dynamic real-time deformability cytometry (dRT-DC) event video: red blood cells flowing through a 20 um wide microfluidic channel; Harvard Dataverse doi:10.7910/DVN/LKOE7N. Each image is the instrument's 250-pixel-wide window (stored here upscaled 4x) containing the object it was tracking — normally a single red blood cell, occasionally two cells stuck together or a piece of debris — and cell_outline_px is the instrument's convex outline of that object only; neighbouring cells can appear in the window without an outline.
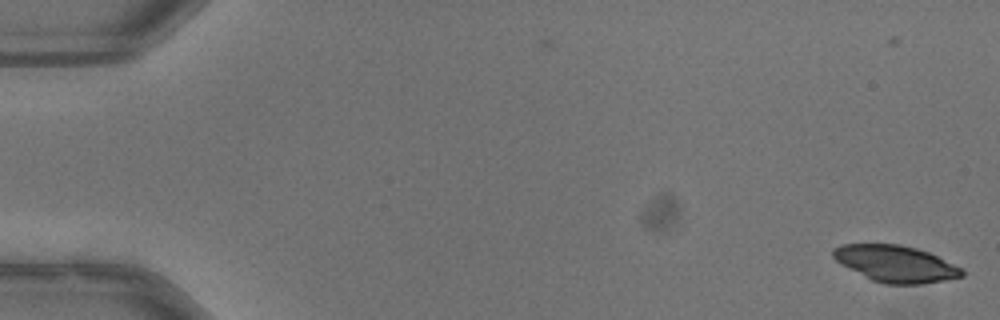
{"species": "common noctule bat (a hibernating species)", "species_latin": "Nyctalus noctula", "temperature_condition": "warm", "stored_images_in_passage": 54, "camera_frame_rate_fps": 3000, "um_per_image_px": 0.085, "animal": {"sex": "male", "body_mass_g": 13.3}, "frame": {"image": 1, "passage_image": 3, "time_ms": 0.667, "image_size_px": [1000, 320], "cell_outline_px": [[964, 276], [924, 284], [884, 284], [872, 280], [840, 264], [832, 256], [832, 248], [840, 244], [900, 244], [916, 248], [928, 252], [960, 268], [964, 272]], "centroid_in_image_um": [76.08, 22.41], "position_along_channel_um": 8.9, "area_um2": 27.34}}
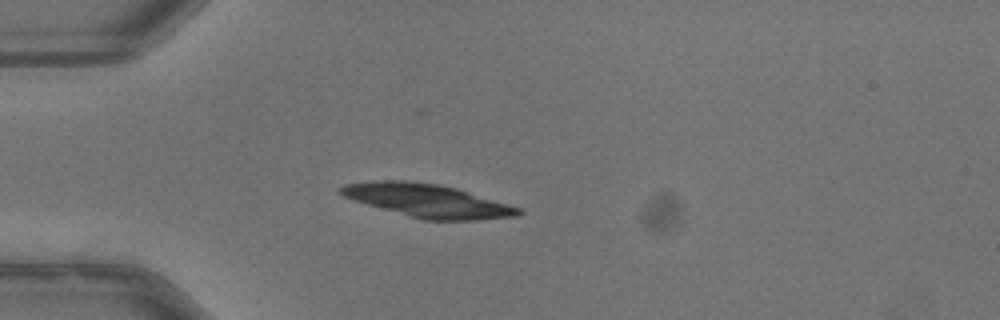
{"frame": {"image": 2, "passage_image": 17, "time_ms": 5.333, "image_size_px": [1000, 320], "cell_outline_px": [[524, 212], [520, 216], [476, 220], [424, 220], [408, 216], [368, 204], [344, 196], [340, 192], [340, 188], [344, 184], [372, 180], [408, 180], [440, 184], [456, 188], [520, 208]], "centroid_in_image_um": [36.37, 17.05], "position_along_channel_um": 48.6, "area_um2": 34.1}}